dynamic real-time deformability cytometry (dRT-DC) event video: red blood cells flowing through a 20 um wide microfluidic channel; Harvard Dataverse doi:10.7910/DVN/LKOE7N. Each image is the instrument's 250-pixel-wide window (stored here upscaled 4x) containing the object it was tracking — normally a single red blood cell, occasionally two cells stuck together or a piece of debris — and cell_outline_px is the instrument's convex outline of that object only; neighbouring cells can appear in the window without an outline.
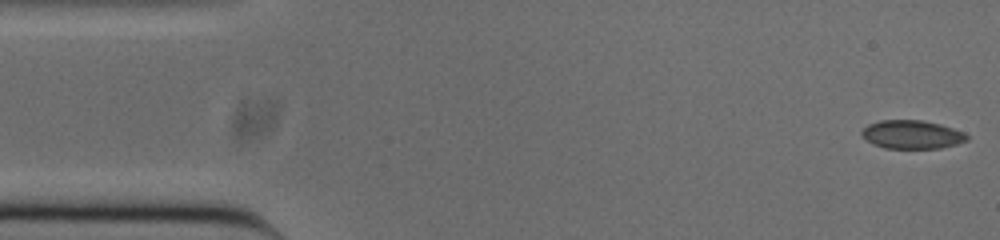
{"species": "common noctule bat (a hibernating species)", "species_latin": "Nyctalus noctula", "temperature_condition": "cold", "stored_images_in_passage": 52, "camera_frame_rate_fps": 3000, "um_per_image_px": 0.085, "animal": {"sex": "male", "body_mass_g": 20.0, "forearm_length_mm": 53.3}, "frame": {"image": 1, "passage_image": 1, "time_ms": 0.0, "image_size_px": [1000, 240], "cell_outline_px": [[968, 140], [956, 144], [940, 148], [884, 148], [872, 144], [860, 132], [868, 124], [880, 120], [920, 120], [940, 124], [964, 132], [968, 136]], "centroid_in_image_um": [77.51, 11.43], "position_along_channel_um": 7.5, "area_um2": 17.34}}
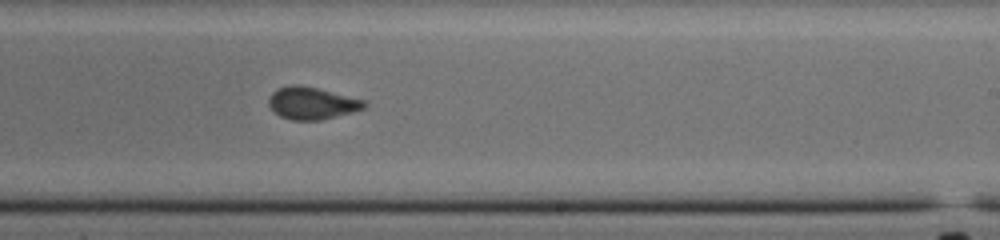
{"frame": {"image": 2, "passage_image": 30, "time_ms": 9.667, "image_size_px": [1000, 240], "cell_outline_px": [[368, 104], [364, 108], [352, 112], [320, 120], [292, 120], [280, 116], [268, 104], [268, 100], [272, 92], [276, 88], [292, 84], [296, 84], [316, 88], [364, 100]], "centroid_in_image_um": [26.49, 8.76], "position_along_channel_um": 262.5, "area_um2": 17.74}}
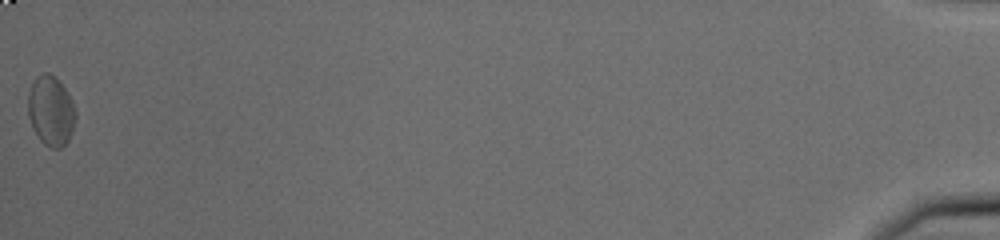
{"frame": {"image": 3, "passage_image": 52, "time_ms": 17.0, "image_size_px": [1000, 240], "cell_outline_px": [[76, 116], [72, 132], [68, 140], [60, 148], [52, 148], [44, 144], [40, 140], [32, 128], [28, 116], [28, 92], [36, 76], [44, 72], [48, 72], [56, 76], [68, 92], [76, 112]], "centroid_in_image_um": [4.32, 9.4], "position_along_channel_um": 430.9, "area_um2": 19.54}, "authors_computed_cell_mechanics": {"area_um2": 17.7446, "velocity_mm_per_s": 3.8184, "shape_relaxation_time_tau1_ms": null, "shape_relaxation_time_tau2_ms": 1.1527, "deformation_change_tau1": null, "deformation_change_tau2": 0.0486}}